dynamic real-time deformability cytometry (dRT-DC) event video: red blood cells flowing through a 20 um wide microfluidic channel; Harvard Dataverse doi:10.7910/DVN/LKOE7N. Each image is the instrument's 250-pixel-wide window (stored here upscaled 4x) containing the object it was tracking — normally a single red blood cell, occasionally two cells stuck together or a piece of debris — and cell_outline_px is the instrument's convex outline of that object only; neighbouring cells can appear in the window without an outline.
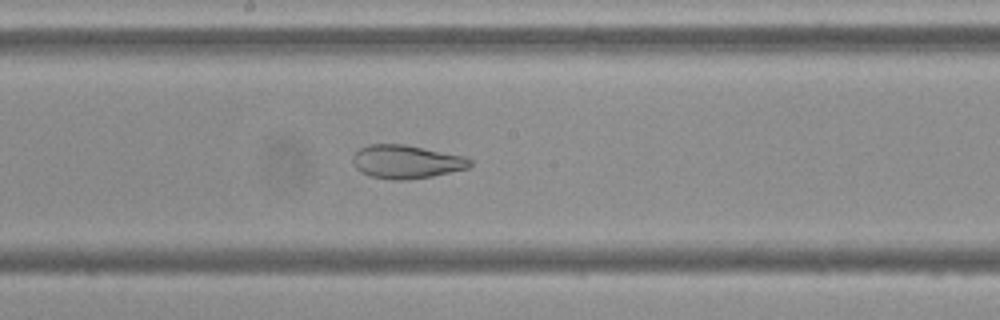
{"species": "Egyptian fruit bat (a non-hibernating species)", "species_latin": "Rousettus aegyptiacus", "temperature_condition": "cold", "stored_images_in_passage": 54, "camera_frame_rate_fps": 3000, "um_per_image_px": 0.085, "frame": {"image": 1, "passage_image": 28, "time_ms": 9.0, "image_size_px": [1000, 320], "cell_outline_px": [[472, 164], [468, 168], [432, 176], [404, 180], [392, 180], [368, 176], [360, 172], [352, 164], [352, 156], [360, 148], [368, 144], [404, 144], [464, 156], [472, 160]], "centroid_in_image_um": [34.5, 13.75], "position_along_channel_um": 213.7, "area_um2": 22.95}}
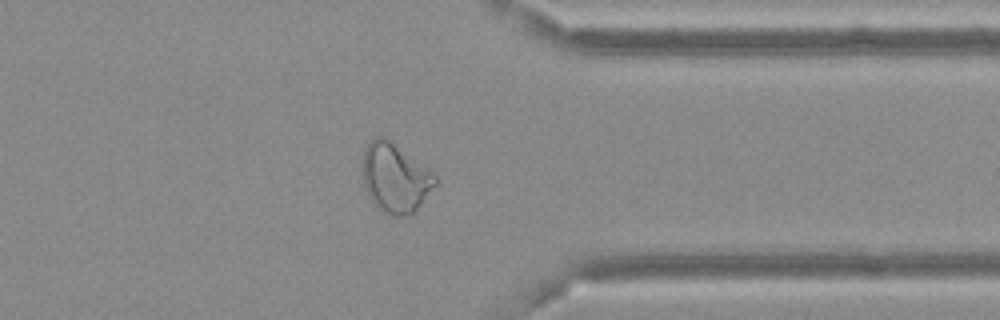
{"frame": {"image": 2, "passage_image": 42, "time_ms": 13.667, "image_size_px": [1000, 320], "cell_outline_px": [[436, 184], [420, 204], [408, 216], [388, 216], [372, 200], [364, 184], [360, 168], [360, 164], [364, 148], [376, 136], [384, 136], [436, 176]], "centroid_in_image_um": [33.52, 15.11], "position_along_channel_um": 377.9, "area_um2": 28.78}}
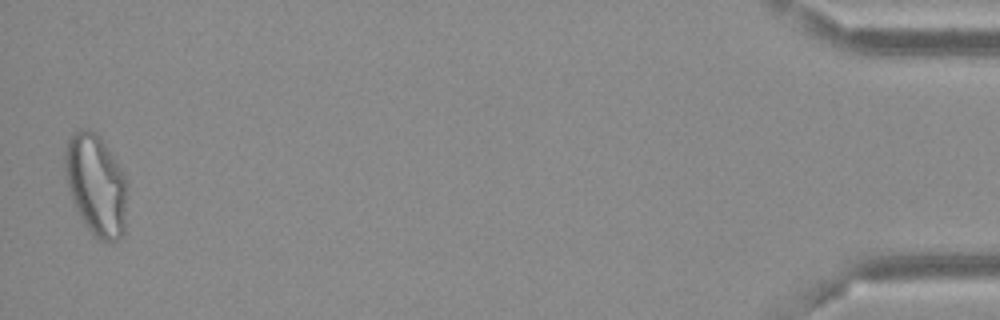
{"frame": {"image": 3, "passage_image": 53, "time_ms": 17.333, "image_size_px": [1000, 320], "cell_outline_px": [[128, 188], [124, 236], [120, 240], [100, 240], [92, 236], [84, 224], [72, 200], [64, 168], [64, 152], [68, 140], [80, 128], [88, 128], [96, 132], [100, 136], [124, 172], [128, 180]], "centroid_in_image_um": [8.2, 15.73], "position_along_channel_um": 427.0, "area_um2": 37.34}}